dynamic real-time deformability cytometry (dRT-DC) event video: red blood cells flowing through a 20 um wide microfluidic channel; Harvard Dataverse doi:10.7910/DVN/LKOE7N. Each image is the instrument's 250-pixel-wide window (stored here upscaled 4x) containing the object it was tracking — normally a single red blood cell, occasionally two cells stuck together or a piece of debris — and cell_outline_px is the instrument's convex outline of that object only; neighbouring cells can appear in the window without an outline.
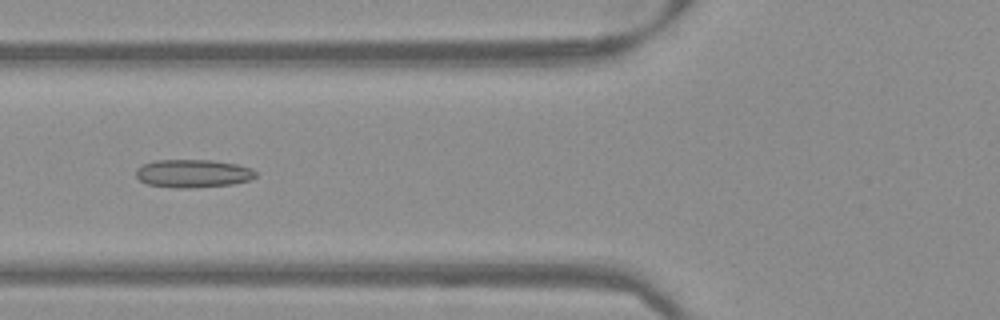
{"species": "Egyptian fruit bat (a non-hibernating species)", "species_latin": "Rousettus aegyptiacus", "temperature_condition": "warm", "stored_images_in_passage": 51, "camera_frame_rate_fps": 3000, "um_per_image_px": 0.085, "frame": {"image": 1, "passage_image": 20, "time_ms": 6.333, "image_size_px": [1000, 320], "cell_outline_px": [[256, 176], [248, 180], [232, 184], [192, 188], [172, 188], [148, 184], [140, 180], [136, 176], [136, 168], [144, 164], [156, 160], [212, 160], [236, 164], [252, 168], [256, 172]], "centroid_in_image_um": [16.39, 14.75], "position_along_channel_um": 109.4, "area_um2": 19.59}}
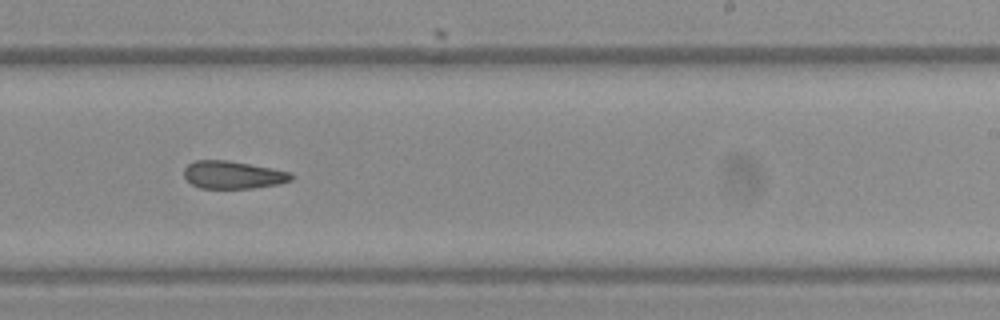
{"frame": {"image": 2, "passage_image": 32, "time_ms": 10.333, "image_size_px": [1000, 320], "cell_outline_px": [[292, 180], [280, 184], [252, 188], [200, 188], [192, 184], [184, 176], [184, 168], [188, 164], [196, 160], [228, 160], [272, 168], [292, 172]], "centroid_in_image_um": [19.81, 14.86], "position_along_channel_um": 269.2, "area_um2": 17.34}}
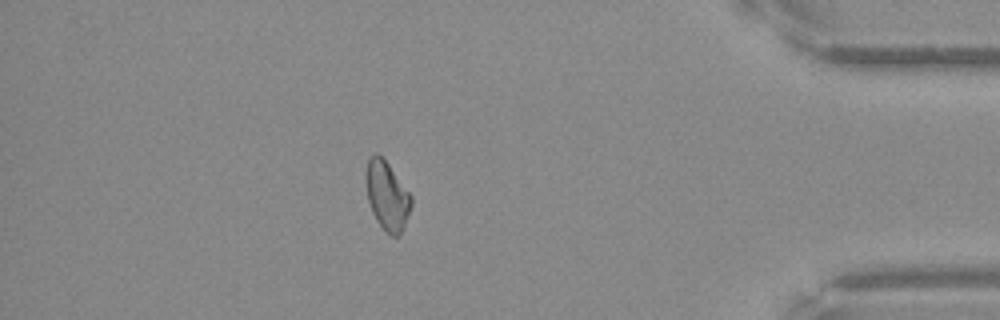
{"frame": {"image": 3, "passage_image": 45, "time_ms": 14.667, "image_size_px": [1000, 320], "cell_outline_px": [[412, 204], [400, 236], [392, 236], [384, 232], [376, 220], [372, 212], [368, 200], [364, 176], [368, 160], [376, 152], [388, 164], [412, 196]], "centroid_in_image_um": [32.88, 16.67], "position_along_channel_um": 402.3, "area_um2": 18.15}}